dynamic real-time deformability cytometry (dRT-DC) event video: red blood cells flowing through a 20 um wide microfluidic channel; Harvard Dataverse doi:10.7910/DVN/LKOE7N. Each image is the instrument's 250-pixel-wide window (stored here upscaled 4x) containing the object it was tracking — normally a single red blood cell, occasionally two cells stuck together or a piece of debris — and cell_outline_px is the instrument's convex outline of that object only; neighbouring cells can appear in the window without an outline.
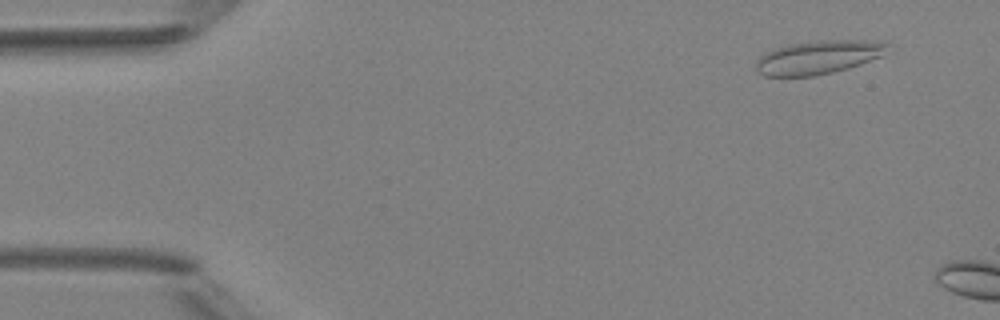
{"species": "Egyptian fruit bat (a non-hibernating species)", "species_latin": "Rousettus aegyptiacus", "temperature_condition": "room temperature", "stored_images_in_passage": 3, "camera_frame_rate_fps": 3000, "um_per_image_px": 0.085, "animal": {"sex": "female"}, "frame": {"image": 1, "passage_image": 1, "time_ms": 0.0, "image_size_px": [1000, 320], "cell_outline_px": [[888, 44], [884, 56], [848, 68], [832, 72], [812, 76], [764, 76], [756, 72], [756, 60], [764, 52], [788, 44], [816, 40], [888, 40]], "centroid_in_image_um": [69.58, 4.85], "position_along_channel_um": 15.4, "area_um2": 26.13}}